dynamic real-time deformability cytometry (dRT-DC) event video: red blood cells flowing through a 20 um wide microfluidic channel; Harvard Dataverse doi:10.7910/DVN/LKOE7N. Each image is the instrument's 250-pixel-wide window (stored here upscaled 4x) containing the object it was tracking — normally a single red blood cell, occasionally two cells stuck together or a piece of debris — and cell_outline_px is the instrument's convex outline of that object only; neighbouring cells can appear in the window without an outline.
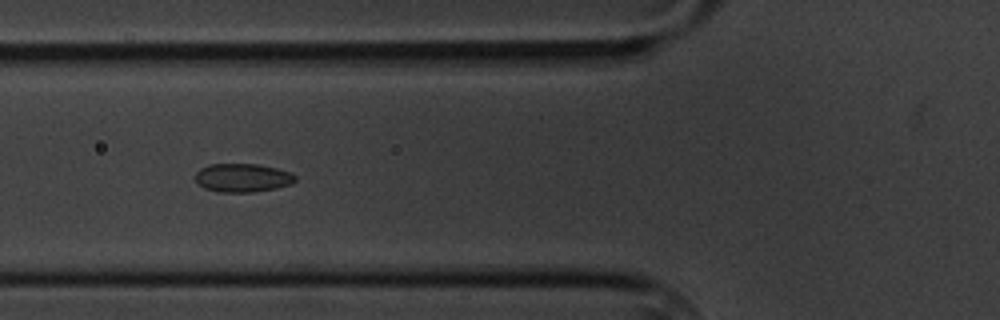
{"species": "common noctule bat (a hibernating species)", "species_latin": "Nyctalus noctula", "temperature_condition": "cold", "stored_images_in_passage": 6, "camera_frame_rate_fps": 3000, "um_per_image_px": 0.085, "animal": {"sex": "male", "body_mass_g": 20.1, "forearm_length_mm": 53.5}, "frame": {"image": 1, "passage_image": 6, "time_ms": 5.667, "image_size_px": [1000, 320], "cell_outline_px": [[296, 180], [292, 184], [276, 188], [252, 192], [220, 192], [204, 188], [196, 180], [196, 172], [200, 168], [208, 164], [256, 164], [276, 168], [288, 172], [296, 176]], "centroid_in_image_um": [20.61, 15.11], "position_along_channel_um": 105.2, "area_um2": 16.53}}